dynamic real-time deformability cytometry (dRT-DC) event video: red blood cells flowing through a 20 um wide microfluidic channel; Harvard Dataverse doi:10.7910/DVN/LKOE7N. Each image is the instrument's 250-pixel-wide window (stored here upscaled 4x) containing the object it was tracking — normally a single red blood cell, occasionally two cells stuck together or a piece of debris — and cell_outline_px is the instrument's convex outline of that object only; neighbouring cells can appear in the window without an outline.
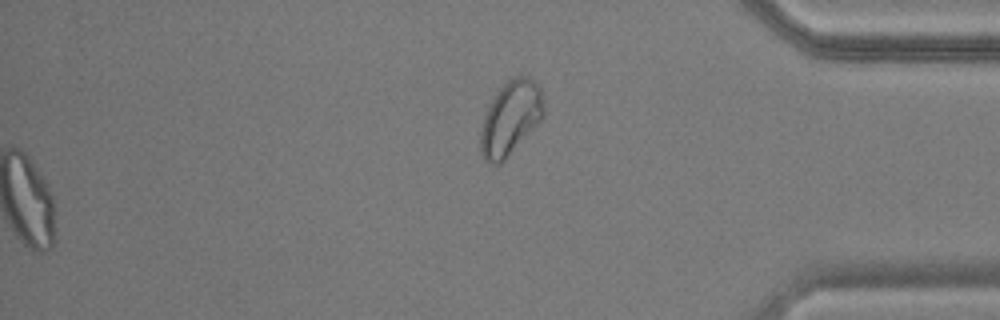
{"species": "common noctule bat (a hibernating species)", "species_latin": "Nyctalus noctula", "temperature_condition": "warm", "stored_images_in_passage": 54, "segment_of_instrument_passage": [2, 2], "camera_frame_rate_fps": 3000, "um_per_image_px": 0.085, "animal": {"sex": "male", "body_mass_g": 17.9, "forearm_length_mm": 54.2}, "frame": {"image": 1, "passage_image": 54, "time_ms": 17.667, "image_size_px": [1000, 320], "cell_outline_px": [[544, 116], [504, 160], [500, 164], [492, 164], [484, 160], [480, 152], [480, 132], [484, 116], [496, 92], [512, 76], [528, 76], [540, 88], [544, 112]], "centroid_in_image_um": [43.37, 10.04], "position_along_channel_um": 391.8, "area_um2": 26.82}}